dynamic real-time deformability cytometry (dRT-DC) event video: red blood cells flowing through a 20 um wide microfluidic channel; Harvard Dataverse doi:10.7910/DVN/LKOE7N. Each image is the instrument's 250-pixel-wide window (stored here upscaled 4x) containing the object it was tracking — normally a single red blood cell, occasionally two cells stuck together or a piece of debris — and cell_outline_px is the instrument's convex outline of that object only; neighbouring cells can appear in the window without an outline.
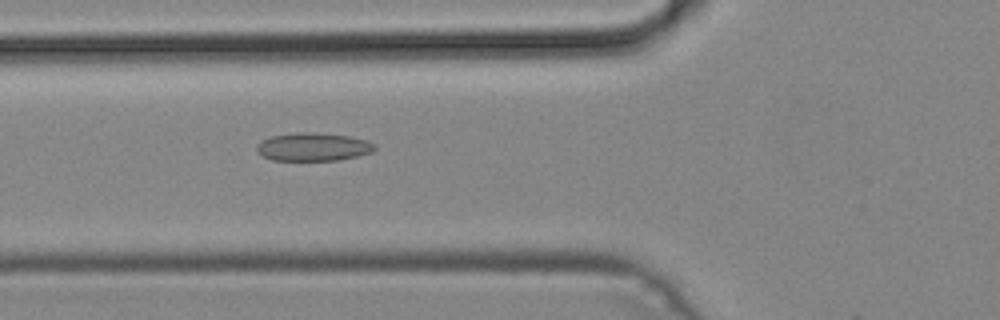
{"species": "common noctule bat (a hibernating species)", "species_latin": "Nyctalus noctula", "temperature_condition": "cold", "stored_images_in_passage": 19, "camera_frame_rate_fps": 3000, "um_per_image_px": 0.085, "animal": {"sex": "male", "body_mass_g": 19.2, "forearm_length_mm": 51.8}, "frame": {"image": 1, "passage_image": 18, "time_ms": 5.667, "image_size_px": [1000, 320], "cell_outline_px": [[376, 148], [372, 152], [340, 160], [272, 160], [256, 152], [256, 144], [260, 140], [272, 136], [296, 132], [312, 132], [348, 136], [368, 140], [376, 144]], "centroid_in_image_um": [26.61, 12.48], "position_along_channel_um": 99.2, "area_um2": 19.48}}